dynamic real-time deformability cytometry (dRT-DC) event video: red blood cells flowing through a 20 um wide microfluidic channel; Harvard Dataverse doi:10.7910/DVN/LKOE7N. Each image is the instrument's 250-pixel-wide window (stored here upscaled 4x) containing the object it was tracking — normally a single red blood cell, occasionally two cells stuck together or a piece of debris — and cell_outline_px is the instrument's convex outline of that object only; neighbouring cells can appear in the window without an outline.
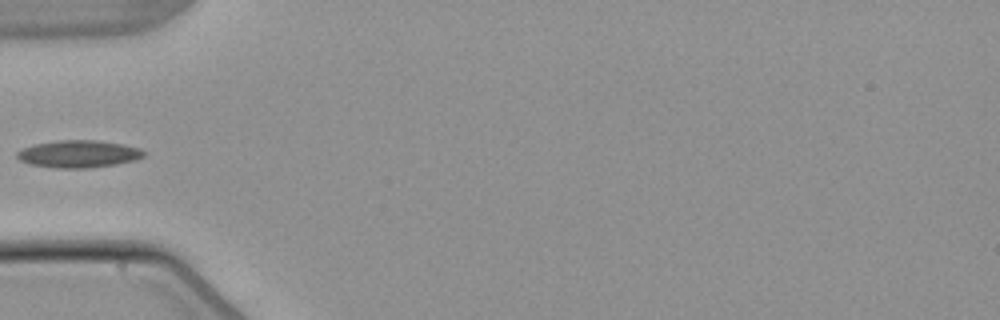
{"species": "common noctule bat (a hibernating species)", "species_latin": "Nyctalus noctula", "temperature_condition": "warm", "stored_images_in_passage": 3, "camera_frame_rate_fps": 3000, "um_per_image_px": 0.085, "animal": {"sex": "male", "body_mass_g": 21.5, "forearm_length_mm": 52.0}, "frame": {"image": 1, "passage_image": 3, "time_ms": 4.0, "image_size_px": [1000, 320], "cell_outline_px": [[144, 156], [136, 160], [116, 164], [88, 168], [56, 168], [28, 164], [20, 160], [16, 156], [16, 152], [24, 148], [36, 144], [60, 140], [96, 140], [120, 144], [140, 148], [144, 152]], "centroid_in_image_um": [6.67, 13.09], "position_along_channel_um": 78.3, "area_um2": 20.06}}